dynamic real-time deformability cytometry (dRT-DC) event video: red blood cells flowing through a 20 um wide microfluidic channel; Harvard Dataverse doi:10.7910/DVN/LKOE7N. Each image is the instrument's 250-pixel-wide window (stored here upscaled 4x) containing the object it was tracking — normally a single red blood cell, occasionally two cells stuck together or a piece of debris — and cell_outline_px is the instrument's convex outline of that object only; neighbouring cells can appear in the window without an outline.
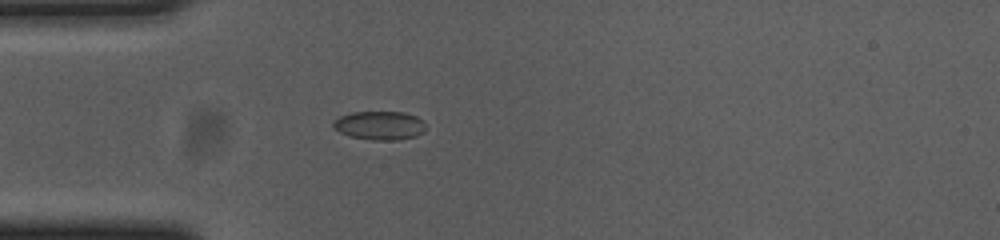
{"species": "common noctule bat (a hibernating species)", "species_latin": "Nyctalus noctula", "temperature_condition": "cold", "stored_images_in_passage": 47, "camera_frame_rate_fps": 3000, "um_per_image_px": 0.085, "animal": {"sex": "female", "body_mass_g": 23.0, "forearm_length_mm": 53.4}, "frame": {"image": 1, "passage_image": 10, "time_ms": 3.0, "image_size_px": [1000, 240], "cell_outline_px": [[424, 132], [416, 136], [396, 140], [372, 140], [352, 136], [340, 132], [332, 128], [332, 124], [340, 116], [352, 112], [404, 112], [416, 116], [424, 120]], "centroid_in_image_um": [32.29, 10.66], "position_along_channel_um": 52.7, "area_um2": 15.43}}
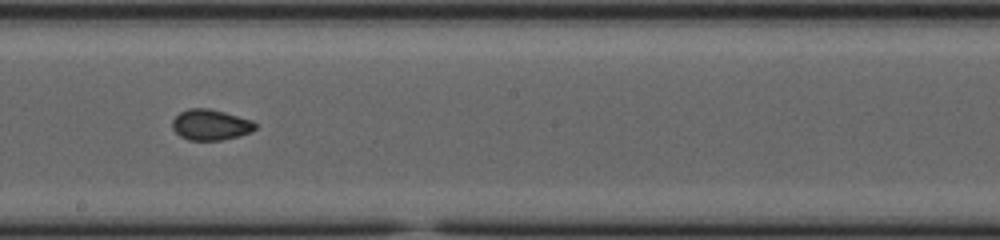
{"frame": {"image": 2, "passage_image": 25, "time_ms": 8.0, "image_size_px": [1000, 240], "cell_outline_px": [[256, 128], [252, 132], [220, 140], [188, 140], [180, 136], [172, 128], [172, 120], [180, 112], [188, 108], [208, 108], [224, 112], [252, 120], [256, 124]], "centroid_in_image_um": [17.88, 10.6], "position_along_channel_um": 230.3, "area_um2": 14.8}}
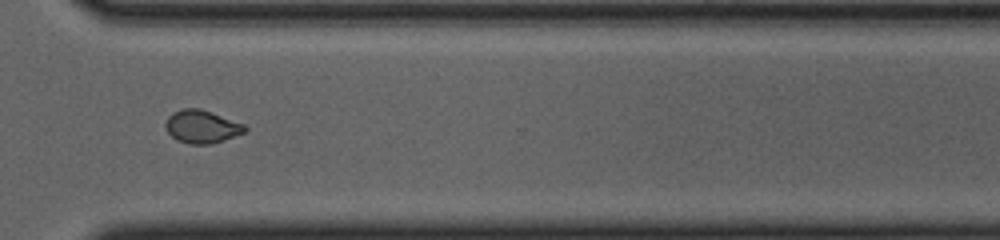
{"frame": {"image": 3, "passage_image": 35, "time_ms": 11.333, "image_size_px": [1000, 240], "cell_outline_px": [[248, 128], [244, 132], [212, 144], [192, 144], [176, 140], [168, 132], [164, 124], [168, 116], [172, 112], [180, 108], [200, 108], [244, 124]], "centroid_in_image_um": [17.12, 10.75], "position_along_channel_um": 353.5, "area_um2": 15.2}, "authors_computed_cell_mechanics": {"area_um2": 15.0858, "velocity_mm_per_s": 3.6805, "shape_relaxation_time_tau1_ms": null, "shape_relaxation_time_tau2_ms": 1.7872, "deformation_change_tau1": null, "deformation_change_tau2": 0.0432}}